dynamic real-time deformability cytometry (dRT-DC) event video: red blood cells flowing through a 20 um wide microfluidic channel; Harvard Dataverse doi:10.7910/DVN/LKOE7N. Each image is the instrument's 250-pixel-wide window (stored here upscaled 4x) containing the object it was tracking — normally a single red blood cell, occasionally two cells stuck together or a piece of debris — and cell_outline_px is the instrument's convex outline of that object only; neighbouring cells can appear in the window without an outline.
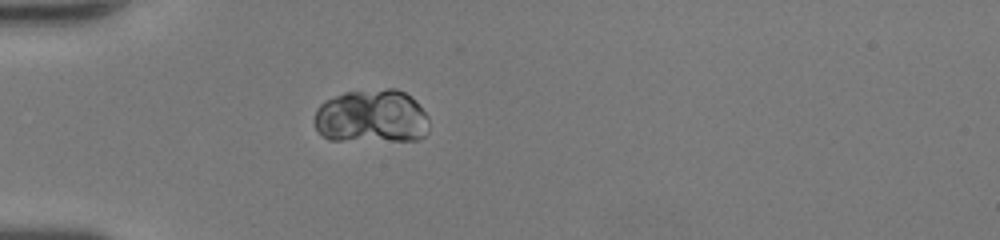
{"species": "human", "species_latin": "Homo sapiens", "temperature_condition": "room temperature", "stored_images_in_passage": 35, "camera_frame_rate_fps": 3000, "um_per_image_px": 0.085, "donor": {"sex": "female"}, "frame": {"image": 1, "passage_image": 1, "time_ms": 0.0, "image_size_px": [1000, 240], "cell_outline_px": [[428, 132], [424, 136], [416, 140], [328, 140], [316, 128], [316, 108], [324, 100], [344, 92], [388, 88], [396, 88], [404, 92], [416, 100], [428, 116]], "centroid_in_image_um": [31.61, 9.89], "position_along_channel_um": 53.4, "area_um2": 36.01}}
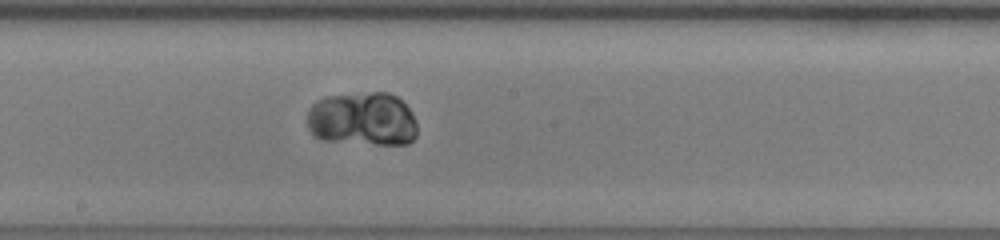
{"frame": {"image": 2, "passage_image": 14, "time_ms": 4.333, "image_size_px": [1000, 240], "cell_outline_px": [[416, 136], [408, 144], [376, 144], [320, 140], [312, 136], [308, 128], [308, 112], [312, 104], [316, 100], [324, 96], [372, 92], [388, 92], [396, 96], [408, 108], [416, 120]], "centroid_in_image_um": [30.78, 10.12], "position_along_channel_um": 217.4, "area_um2": 34.8}}
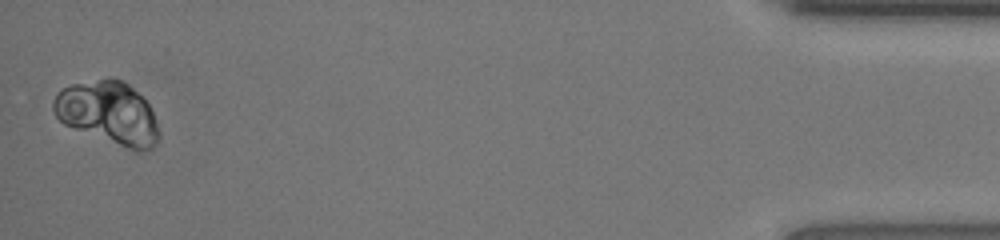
{"frame": {"image": 3, "passage_image": 35, "time_ms": 11.333, "image_size_px": [1000, 240], "cell_outline_px": [[160, 136], [156, 144], [152, 148], [144, 152], [136, 152], [64, 124], [56, 116], [52, 108], [52, 100], [64, 88], [72, 84], [100, 80], [120, 80], [128, 84], [148, 104], [152, 112], [160, 132]], "centroid_in_image_um": [9.23, 9.64], "position_along_channel_um": 426.0, "area_um2": 37.92}, "authors_computed_cell_mechanics": {"area_um2": 34.969, "velocity_mm_per_s": 4.141, "shape_relaxation_time_tau1_ms": 1.0473, "shape_relaxation_time_tau2_ms": null, "deformation_change_tau1": 0.024, "deformation_change_tau2": null}}